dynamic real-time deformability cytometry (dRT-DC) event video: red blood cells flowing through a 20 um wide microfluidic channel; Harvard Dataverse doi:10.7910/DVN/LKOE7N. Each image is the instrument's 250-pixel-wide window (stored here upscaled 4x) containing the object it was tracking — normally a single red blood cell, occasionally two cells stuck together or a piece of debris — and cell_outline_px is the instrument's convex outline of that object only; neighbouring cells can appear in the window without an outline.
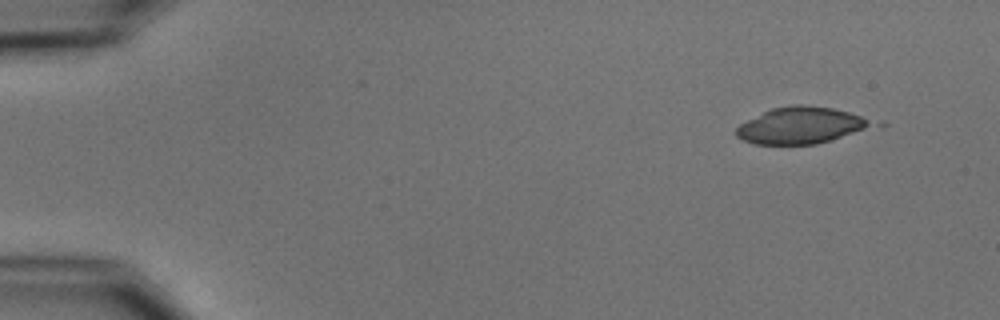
{"species": "common noctule bat (a hibernating species)", "species_latin": "Nyctalus noctula", "temperature_condition": "cold", "stored_images_in_passage": 3, "camera_frame_rate_fps": 3000, "um_per_image_px": 0.085, "animal": {"sex": "male", "body_mass_g": 15.6}, "frame": {"image": 1, "passage_image": 1, "time_ms": 0.0, "image_size_px": [1000, 320], "cell_outline_px": [[872, 124], [864, 128], [832, 140], [816, 144], [752, 144], [736, 136], [736, 128], [740, 124], [772, 108], [792, 104], [804, 104], [832, 108], [848, 112], [860, 116], [868, 120]], "centroid_in_image_um": [67.98, 10.66], "position_along_channel_um": 17.0, "area_um2": 28.26}}
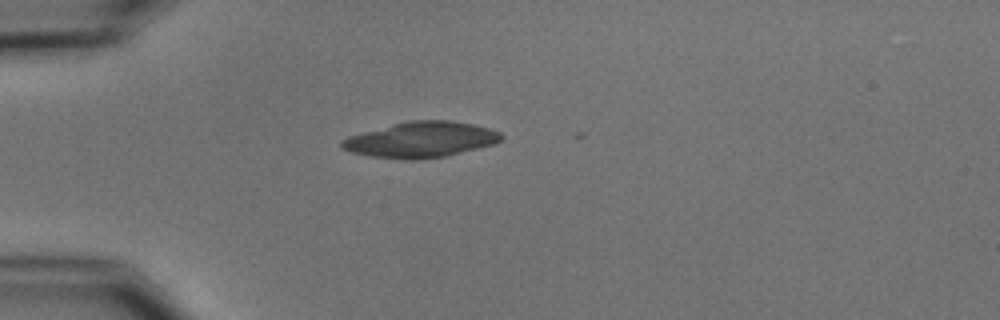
{"frame": {"image": 2, "passage_image": 3, "time_ms": 3.333, "image_size_px": [1000, 320], "cell_outline_px": [[504, 136], [496, 144], [448, 156], [416, 160], [404, 160], [368, 156], [352, 152], [340, 148], [340, 140], [348, 136], [392, 124], [408, 120], [448, 120], [472, 124], [488, 128], [500, 132]], "centroid_in_image_um": [35.77, 11.88], "position_along_channel_um": 49.2, "area_um2": 33.47}}